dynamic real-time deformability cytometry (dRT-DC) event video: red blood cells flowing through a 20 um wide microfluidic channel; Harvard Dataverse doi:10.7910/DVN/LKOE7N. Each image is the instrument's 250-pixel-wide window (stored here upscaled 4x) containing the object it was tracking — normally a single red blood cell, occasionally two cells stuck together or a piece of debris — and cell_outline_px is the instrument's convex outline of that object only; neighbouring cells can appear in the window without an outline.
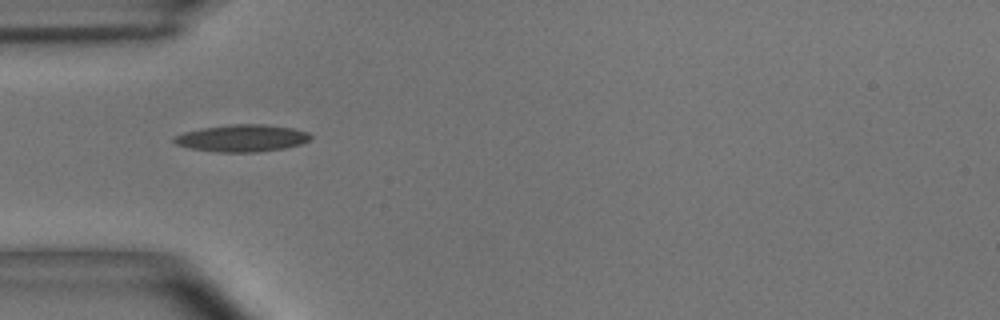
{"species": "common noctule bat (a hibernating species)", "species_latin": "Nyctalus noctula", "temperature_condition": "room temperature", "stored_images_in_passage": 38, "camera_frame_rate_fps": 3000, "um_per_image_px": 0.085, "animal": {"sex": "male", "body_mass_g": 15.6}, "frame": {"image": 1, "passage_image": 1, "time_ms": 0.0, "image_size_px": [1000, 320], "cell_outline_px": [[312, 136], [308, 140], [300, 144], [284, 148], [256, 152], [220, 152], [188, 148], [176, 144], [172, 140], [172, 136], [184, 132], [200, 128], [232, 124], [264, 124], [292, 128], [308, 132]], "centroid_in_image_um": [20.52, 11.74], "position_along_channel_um": 64.5, "area_um2": 21.56}}
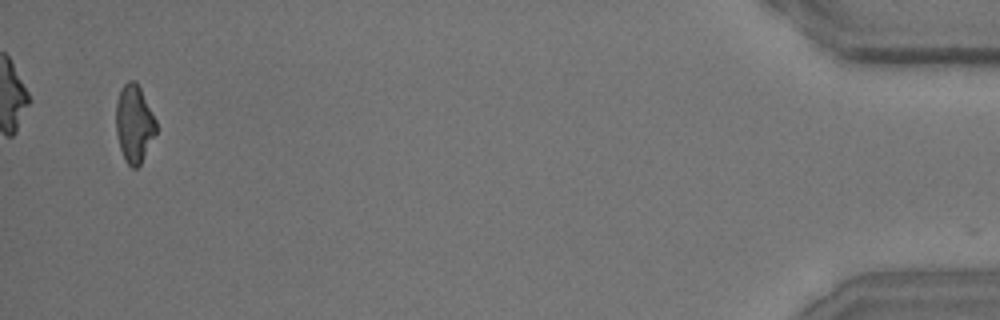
{"frame": {"image": 2, "passage_image": 37, "time_ms": 12.0, "image_size_px": [1000, 320], "cell_outline_px": [[156, 132], [140, 164], [136, 168], [132, 168], [124, 160], [120, 148], [116, 132], [116, 100], [120, 88], [128, 80], [136, 80], [156, 120]], "centroid_in_image_um": [11.38, 10.49], "position_along_channel_um": 423.8, "area_um2": 18.09}, "authors_computed_cell_mechanics": {"area_um2": 19.1029, "velocity_mm_per_s": 3.684, "shape_relaxation_time_tau1_ms": 6.3963, "shape_relaxation_time_tau2_ms": 3.8902, "deformation_change_tau1": 0.1878, "deformation_change_tau2": 0.1299}}